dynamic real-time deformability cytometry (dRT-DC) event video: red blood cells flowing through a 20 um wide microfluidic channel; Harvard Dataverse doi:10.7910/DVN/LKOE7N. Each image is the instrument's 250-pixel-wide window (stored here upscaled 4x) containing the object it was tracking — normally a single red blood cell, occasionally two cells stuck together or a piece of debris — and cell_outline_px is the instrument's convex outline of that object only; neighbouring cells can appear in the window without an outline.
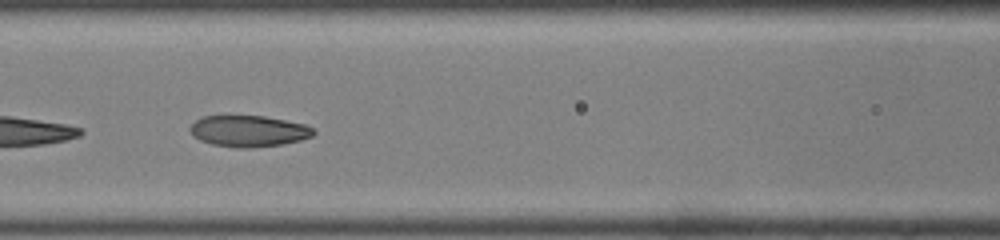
{"species": "common noctule bat (a hibernating species)", "species_latin": "Nyctalus noctula", "temperature_condition": "room temperature", "stored_images_in_passage": 35, "camera_frame_rate_fps": 3000, "um_per_image_px": 0.085, "animal": {"sex": "male", "body_mass_g": 19.0, "forearm_length_mm": 50.8}, "frame": {"image": 1, "passage_image": 11, "time_ms": 3.333, "image_size_px": [1000, 240], "cell_outline_px": [[316, 132], [312, 136], [300, 140], [284, 144], [252, 148], [236, 148], [212, 144], [200, 140], [192, 136], [188, 128], [196, 120], [204, 116], [264, 116], [304, 124], [312, 128]], "centroid_in_image_um": [21.11, 11.15], "position_along_channel_um": 145.5, "area_um2": 22.54}, "authors_computed_cell_mechanics": {"area_um2": 22.253, "velocity_mm_per_s": 4.2155, "shape_relaxation_time_tau1_ms": null, "shape_relaxation_time_tau2_ms": 1.8379, "deformation_change_tau1": null, "deformation_change_tau2": 0.1008}}